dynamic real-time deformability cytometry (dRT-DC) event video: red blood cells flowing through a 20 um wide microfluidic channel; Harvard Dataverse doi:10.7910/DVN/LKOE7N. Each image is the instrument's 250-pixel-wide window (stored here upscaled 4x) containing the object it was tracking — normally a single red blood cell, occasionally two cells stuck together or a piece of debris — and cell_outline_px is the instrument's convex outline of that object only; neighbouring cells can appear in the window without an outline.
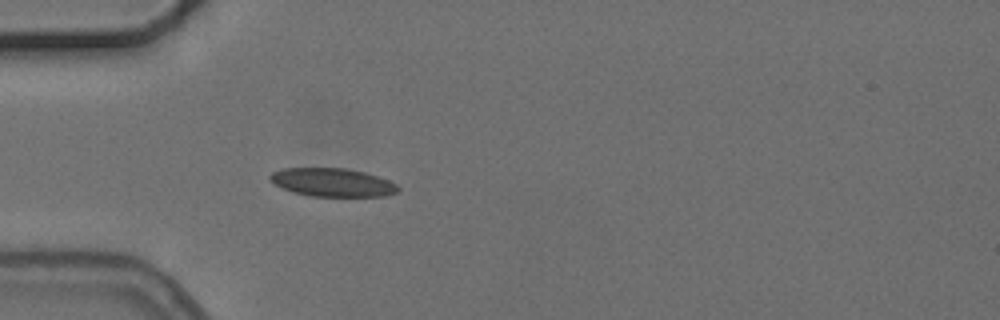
{"species": "common noctule bat (a hibernating species)", "species_latin": "Nyctalus noctula", "temperature_condition": "cold", "stored_images_in_passage": 3, "camera_frame_rate_fps": 3000, "um_per_image_px": 0.085, "animal": {"sex": "female", "body_mass_g": 24.6, "forearm_length_mm": 56.2}, "frame": {"image": 1, "passage_image": 3, "time_ms": 3.333, "image_size_px": [1000, 320], "cell_outline_px": [[400, 188], [396, 192], [388, 196], [312, 196], [296, 192], [284, 188], [268, 180], [268, 176], [272, 172], [284, 168], [344, 168], [364, 172], [388, 180], [396, 184]], "centroid_in_image_um": [28.26, 15.5], "position_along_channel_um": 56.7, "area_um2": 20.92}}